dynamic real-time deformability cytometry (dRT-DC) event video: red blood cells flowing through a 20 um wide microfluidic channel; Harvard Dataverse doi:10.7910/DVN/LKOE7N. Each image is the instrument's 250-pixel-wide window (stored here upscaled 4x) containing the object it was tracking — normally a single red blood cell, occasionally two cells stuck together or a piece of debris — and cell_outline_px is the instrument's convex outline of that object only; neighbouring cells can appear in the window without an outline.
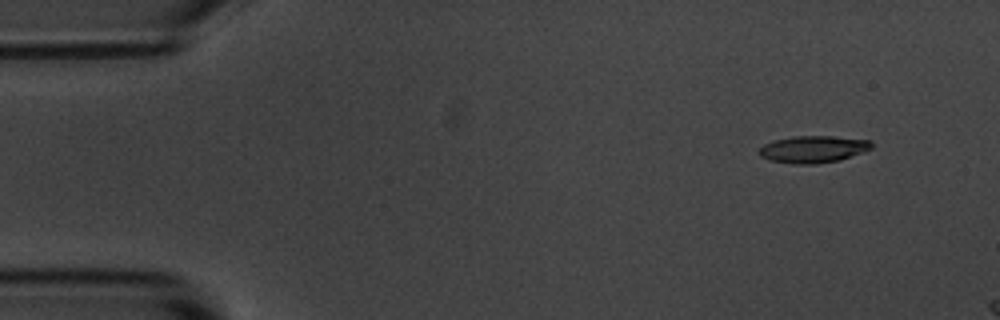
{"species": "common noctule bat (a hibernating species)", "species_latin": "Nyctalus noctula", "temperature_condition": "room temperature", "stored_images_in_passage": 5, "camera_frame_rate_fps": 3000, "um_per_image_px": 0.085, "animal": {"sex": "male", "body_mass_g": 20.1, "forearm_length_mm": 53.5}, "frame": {"image": 1, "passage_image": 2, "time_ms": 1.0, "image_size_px": [1000, 320], "cell_outline_px": [[872, 148], [864, 152], [840, 160], [816, 164], [796, 164], [772, 160], [760, 156], [756, 152], [764, 144], [772, 140], [792, 136], [832, 136], [872, 140]], "centroid_in_image_um": [69.12, 12.67], "position_along_channel_um": 15.9, "area_um2": 17.86}}